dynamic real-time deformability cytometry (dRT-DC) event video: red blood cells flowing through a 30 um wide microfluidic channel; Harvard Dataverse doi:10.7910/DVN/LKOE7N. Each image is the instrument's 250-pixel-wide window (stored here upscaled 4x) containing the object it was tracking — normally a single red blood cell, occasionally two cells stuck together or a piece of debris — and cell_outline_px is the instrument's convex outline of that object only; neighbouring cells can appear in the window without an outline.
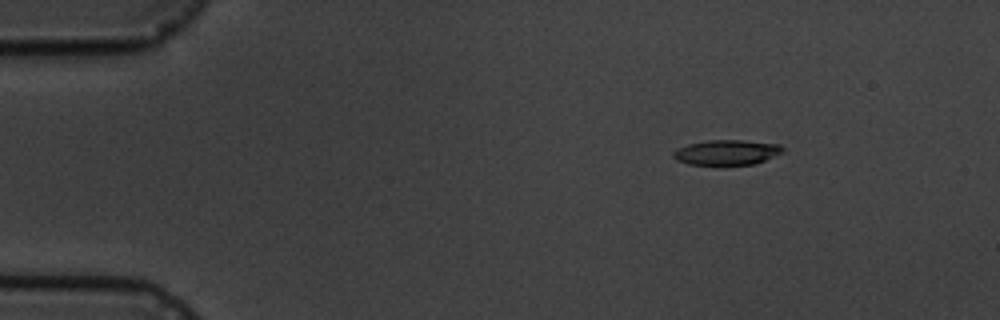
{"species": "common noctule bat (a hibernating species)", "species_latin": "Nyctalus noctula", "temperature_condition": "cold", "stored_images_in_passage": 8, "camera_frame_rate_fps": 3000, "um_per_image_px": 0.085, "animal": {"sex": "male", "body_mass_g": 19.5, "forearm_length_mm": 54.6}, "frame": {"image": 1, "passage_image": 1, "time_ms": 0.0, "image_size_px": [1000, 320], "cell_outline_px": [[784, 152], [756, 164], [688, 164], [676, 160], [672, 156], [672, 152], [676, 148], [688, 144], [708, 140], [744, 140], [780, 144], [784, 148]], "centroid_in_image_um": [61.78, 12.94], "position_along_channel_um": 23.2, "area_um2": 16.07}}
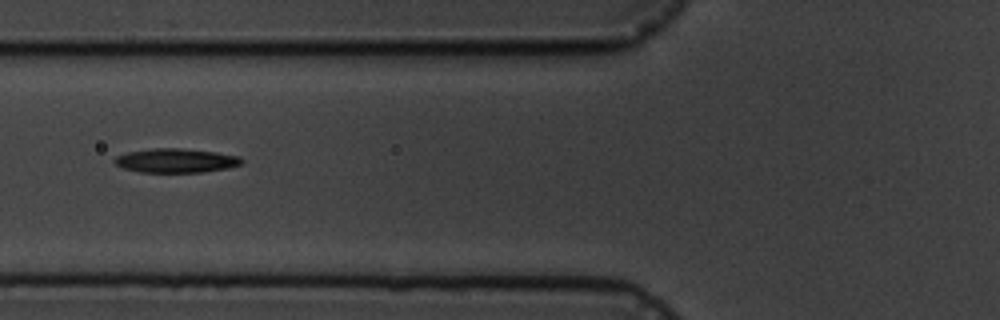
{"frame": {"image": 2, "passage_image": 5, "time_ms": 4.667, "image_size_px": [1000, 320], "cell_outline_px": [[244, 160], [240, 164], [224, 168], [200, 172], [140, 172], [124, 168], [116, 164], [112, 160], [116, 156], [128, 152], [156, 148], [180, 148], [216, 152], [240, 156]], "centroid_in_image_um": [14.93, 13.64], "position_along_channel_um": 110.9, "area_um2": 17.63}}
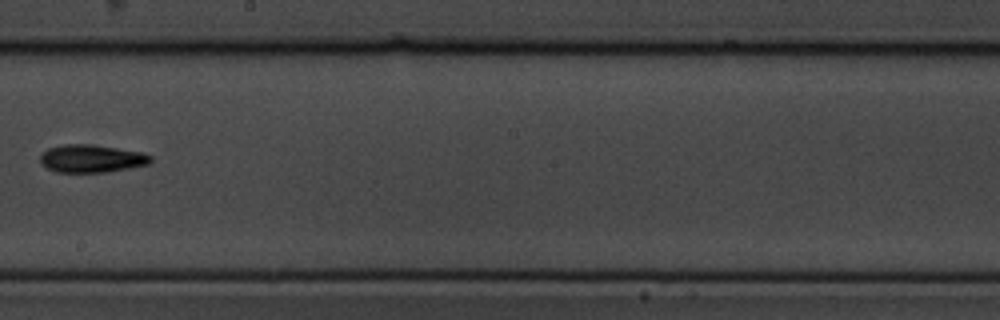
{"frame": {"image": 3, "passage_image": 8, "time_ms": 8.333, "image_size_px": [1000, 320], "cell_outline_px": [[152, 160], [148, 164], [108, 172], [56, 172], [40, 164], [40, 156], [48, 148], [64, 144], [92, 144], [144, 152], [152, 156]], "centroid_in_image_um": [7.79, 13.47], "position_along_channel_um": 240.4, "area_um2": 17.98}}